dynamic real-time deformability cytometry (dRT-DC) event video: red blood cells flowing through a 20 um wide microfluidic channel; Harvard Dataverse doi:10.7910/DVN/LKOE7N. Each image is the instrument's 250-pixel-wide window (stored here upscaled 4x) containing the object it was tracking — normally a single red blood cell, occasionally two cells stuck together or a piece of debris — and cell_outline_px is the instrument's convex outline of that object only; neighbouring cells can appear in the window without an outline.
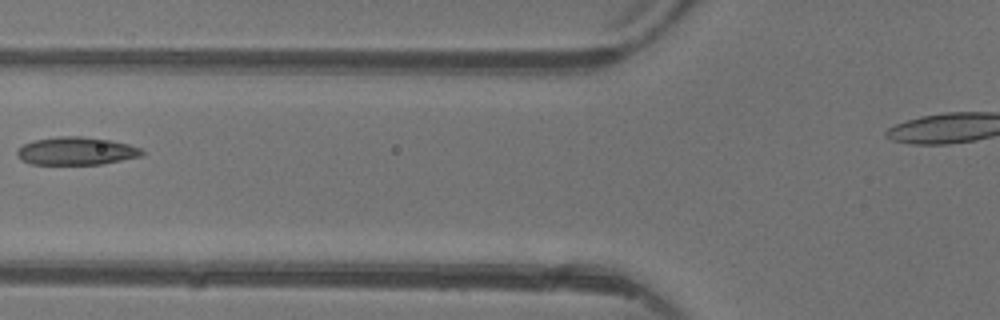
{"species": "common noctule bat (a hibernating species)", "species_latin": "Nyctalus noctula", "temperature_condition": "warm", "stored_images_in_passage": 3, "camera_frame_rate_fps": 3000, "um_per_image_px": 0.085, "animal": {"sex": "female"}, "frame": {"image": 1, "passage_image": 3, "time_ms": 2.333, "image_size_px": [1000, 320], "cell_outline_px": [[144, 156], [100, 164], [32, 164], [24, 160], [16, 152], [16, 148], [24, 144], [36, 140], [56, 136], [80, 136], [108, 140], [128, 144], [140, 148], [144, 152]], "centroid_in_image_um": [6.5, 12.83], "position_along_channel_um": 119.3, "area_um2": 20.11}}